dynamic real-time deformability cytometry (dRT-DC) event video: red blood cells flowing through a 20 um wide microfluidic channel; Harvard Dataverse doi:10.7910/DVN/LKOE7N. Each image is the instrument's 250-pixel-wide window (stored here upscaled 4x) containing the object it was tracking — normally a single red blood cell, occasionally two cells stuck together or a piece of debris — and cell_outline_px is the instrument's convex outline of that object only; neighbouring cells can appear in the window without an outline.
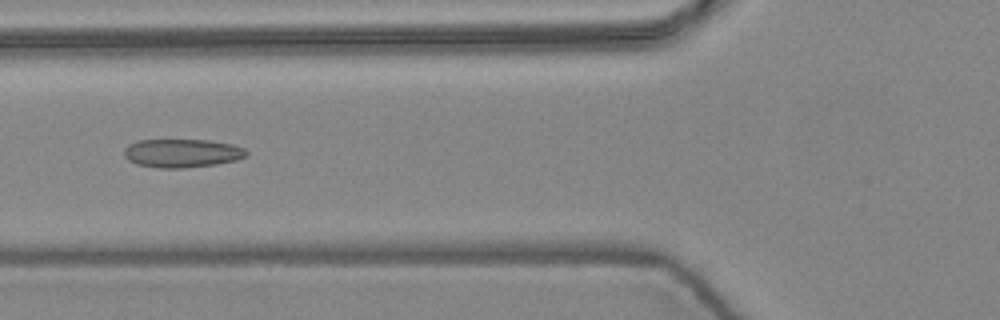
{"species": "common noctule bat (a hibernating species)", "species_latin": "Nyctalus noctula", "temperature_condition": "warm", "stored_images_in_passage": 7, "camera_frame_rate_fps": 3000, "um_per_image_px": 0.085, "animal": {"sex": "female", "body_mass_g": 24.6, "forearm_length_mm": 56.2}, "frame": {"image": 1, "passage_image": 5, "time_ms": 1.333, "image_size_px": [1000, 320], "cell_outline_px": [[248, 156], [236, 160], [216, 164], [184, 168], [160, 168], [136, 164], [128, 160], [124, 156], [124, 148], [128, 144], [140, 140], [208, 140], [232, 144], [244, 148], [248, 152]], "centroid_in_image_um": [15.47, 13.02], "position_along_channel_um": 110.3, "area_um2": 20.4}}
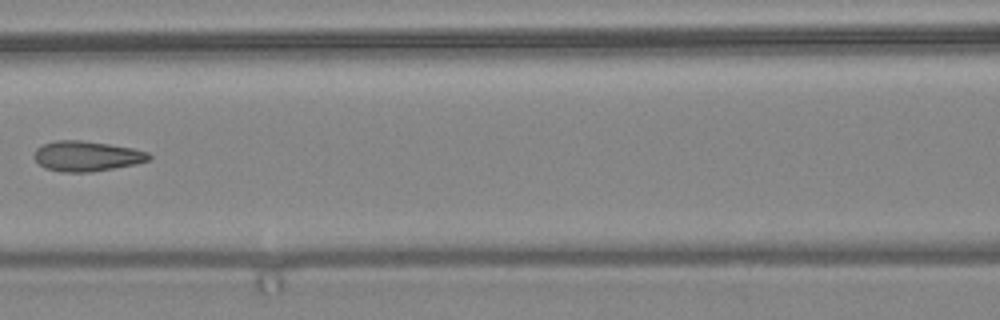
{"frame": {"image": 2, "passage_image": 6, "time_ms": 1.667, "image_size_px": [1000, 320], "cell_outline_px": [[152, 156], [148, 160], [136, 164], [92, 172], [60, 172], [44, 168], [36, 160], [36, 148], [44, 144], [56, 140], [80, 140], [108, 144], [132, 148], [148, 152]], "centroid_in_image_um": [7.38, 13.28], "position_along_channel_um": 159.2, "area_um2": 20.06}}
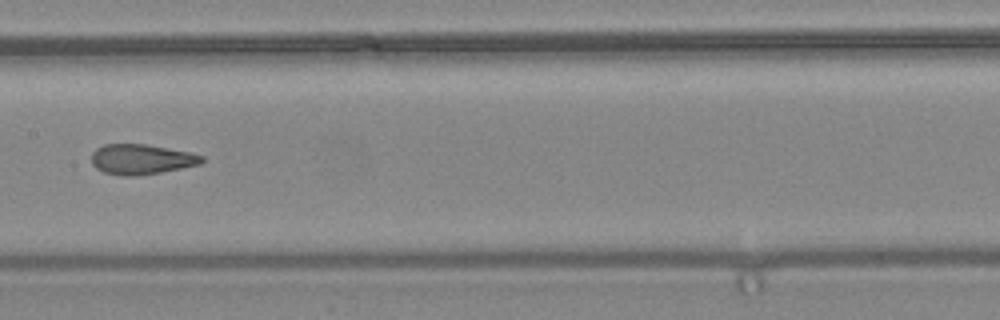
{"frame": {"image": 3, "passage_image": 7, "time_ms": 2.0, "image_size_px": [1000, 320], "cell_outline_px": [[204, 160], [200, 164], [160, 172], [136, 176], [128, 176], [104, 172], [96, 168], [92, 164], [92, 152], [96, 148], [104, 144], [144, 144], [188, 152], [204, 156]], "centroid_in_image_um": [11.99, 13.53], "position_along_channel_um": 195.4, "area_um2": 19.13}}